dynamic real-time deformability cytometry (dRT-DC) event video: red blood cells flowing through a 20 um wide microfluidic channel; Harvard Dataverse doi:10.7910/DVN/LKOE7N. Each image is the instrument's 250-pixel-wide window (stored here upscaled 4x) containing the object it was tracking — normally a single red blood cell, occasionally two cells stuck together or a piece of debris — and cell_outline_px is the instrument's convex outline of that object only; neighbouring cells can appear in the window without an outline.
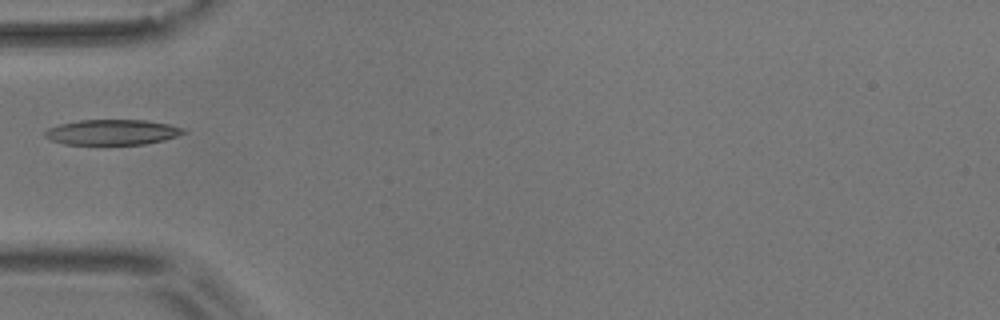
{"species": "common noctule bat (a hibernating species)", "species_latin": "Nyctalus noctula", "temperature_condition": "room temperature", "stored_images_in_passage": 1, "camera_frame_rate_fps": 3000, "um_per_image_px": 0.085, "animal": {"sex": "male", "body_mass_g": 17.9}, "frame": {"image": 1, "passage_image": 1, "time_ms": 0.0, "image_size_px": [1000, 320], "cell_outline_px": [[188, 132], [164, 140], [144, 144], [64, 144], [52, 140], [44, 136], [44, 132], [48, 128], [60, 124], [80, 120], [144, 120], [168, 124], [184, 128]], "centroid_in_image_um": [9.55, 11.23], "position_along_channel_um": 75.5, "area_um2": 20.35}}